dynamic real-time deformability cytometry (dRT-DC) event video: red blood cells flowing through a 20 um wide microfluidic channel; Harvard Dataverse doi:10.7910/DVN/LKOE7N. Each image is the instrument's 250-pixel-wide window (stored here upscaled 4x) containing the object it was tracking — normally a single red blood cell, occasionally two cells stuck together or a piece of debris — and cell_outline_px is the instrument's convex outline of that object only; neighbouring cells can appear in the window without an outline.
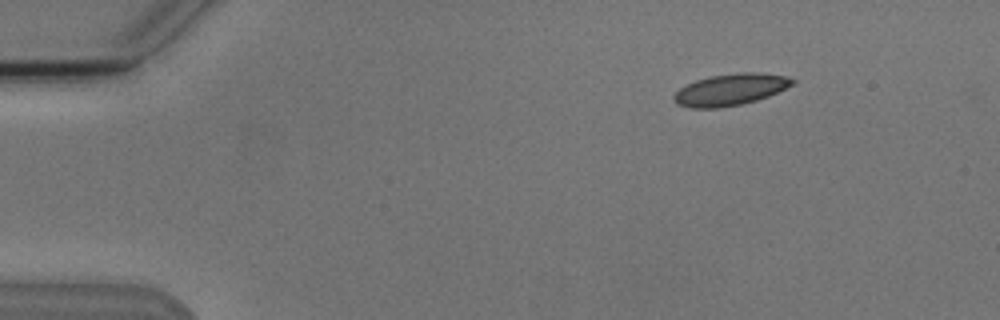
{"species": "Egyptian fruit bat (a non-hibernating species)", "species_latin": "Rousettus aegyptiacus", "temperature_condition": "cold", "stored_images_in_passage": 8, "camera_frame_rate_fps": 3000, "um_per_image_px": 0.085, "animal": {"sex": "male"}, "frame": {"image": 1, "passage_image": 1, "time_ms": 0.0, "image_size_px": [1000, 320], "cell_outline_px": [[796, 80], [792, 84], [768, 96], [756, 100], [740, 104], [720, 108], [692, 108], [676, 104], [672, 100], [672, 96], [680, 88], [696, 80], [712, 76], [740, 72], [756, 72], [788, 76]], "centroid_in_image_um": [62.05, 7.62], "position_along_channel_um": 22.9, "area_um2": 21.68}}
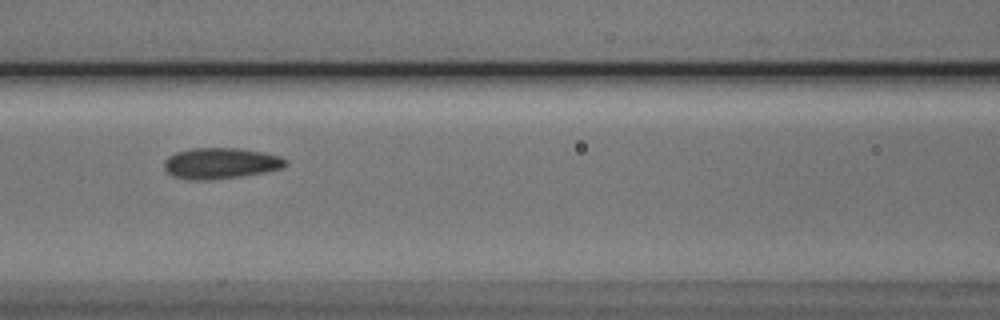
{"frame": {"image": 2, "passage_image": 6, "time_ms": 5.667, "image_size_px": [1000, 320], "cell_outline_px": [[288, 164], [280, 168], [264, 172], [240, 176], [212, 180], [188, 180], [172, 176], [164, 168], [164, 160], [168, 156], [176, 152], [192, 148], [236, 148], [264, 152], [280, 156], [288, 160]], "centroid_in_image_um": [18.73, 13.88], "position_along_channel_um": 147.9, "area_um2": 22.02}}
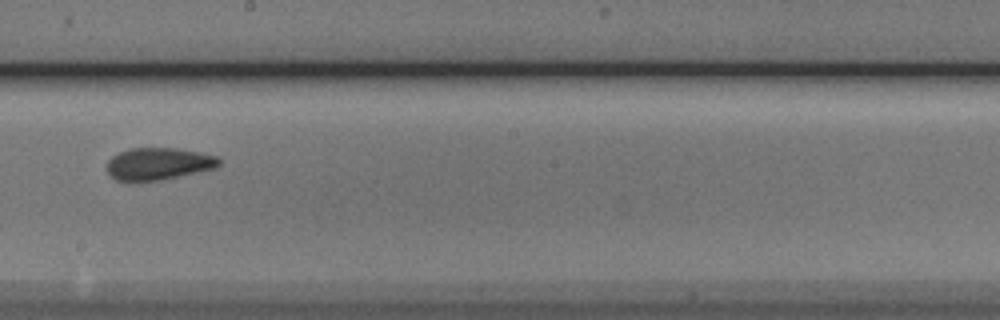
{"frame": {"image": 3, "passage_image": 8, "time_ms": 8.0, "image_size_px": [1000, 320], "cell_outline_px": [[220, 164], [216, 168], [160, 180], [116, 180], [108, 172], [108, 160], [112, 156], [128, 148], [176, 148], [200, 152], [216, 156], [220, 160]], "centroid_in_image_um": [13.49, 13.9], "position_along_channel_um": 234.7, "area_um2": 20.75}}